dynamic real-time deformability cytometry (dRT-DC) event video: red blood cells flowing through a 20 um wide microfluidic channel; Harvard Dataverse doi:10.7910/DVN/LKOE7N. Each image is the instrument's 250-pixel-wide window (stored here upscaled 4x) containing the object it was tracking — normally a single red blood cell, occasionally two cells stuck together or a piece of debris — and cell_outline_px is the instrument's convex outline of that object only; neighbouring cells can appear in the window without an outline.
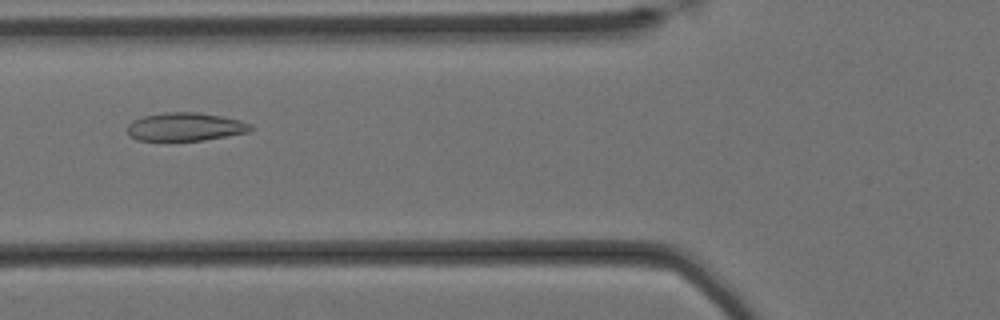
{"species": "Egyptian fruit bat (a non-hibernating species)", "species_latin": "Rousettus aegyptiacus", "temperature_condition": "cold", "stored_images_in_passage": 59, "camera_frame_rate_fps": 3000, "um_per_image_px": 0.085, "animal": {"sex": "female"}, "frame": {"image": 1, "passage_image": 22, "time_ms": 7.0, "image_size_px": [1000, 320], "cell_outline_px": [[252, 128], [248, 132], [204, 140], [136, 140], [128, 136], [128, 124], [132, 120], [144, 116], [168, 112], [196, 112], [220, 116], [240, 120], [252, 124]], "centroid_in_image_um": [15.73, 10.78], "position_along_channel_um": 110.1, "area_um2": 20.17}}
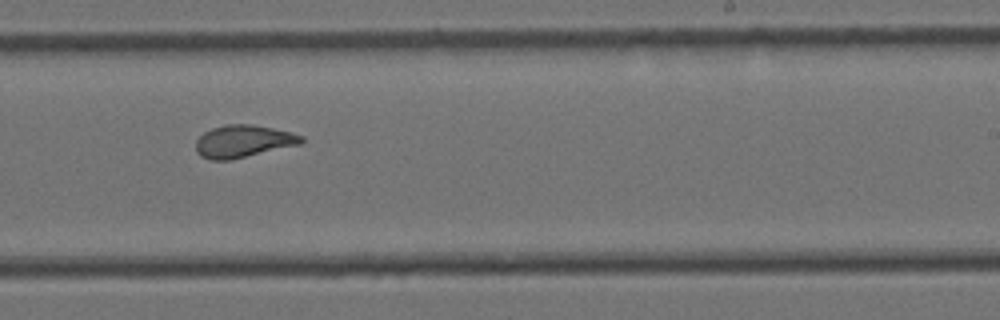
{"frame": {"image": 2, "passage_image": 36, "time_ms": 11.667, "image_size_px": [1000, 320], "cell_outline_px": [[304, 140], [300, 144], [232, 160], [208, 160], [200, 156], [196, 152], [196, 140], [204, 132], [212, 128], [228, 124], [252, 124], [292, 132], [304, 136]], "centroid_in_image_um": [20.67, 12.02], "position_along_channel_um": 268.3, "area_um2": 20.06}}
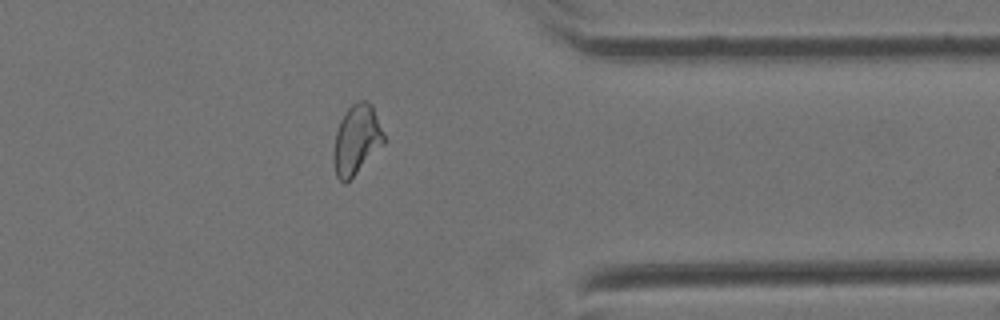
{"frame": {"image": 3, "passage_image": 47, "time_ms": 15.333, "image_size_px": [1000, 320], "cell_outline_px": [[388, 140], [344, 184], [336, 176], [332, 160], [332, 152], [336, 132], [340, 120], [344, 112], [352, 104], [360, 100], [364, 100], [372, 104]], "centroid_in_image_um": [30.31, 11.85], "position_along_channel_um": 381.1, "area_um2": 20.63}, "authors_computed_cell_mechanics": {"area_um2": 20.7502, "velocity_mm_per_s": 3.3997, "shape_relaxation_time_tau1_ms": null, "shape_relaxation_time_tau2_ms": 1.655, "deformation_change_tau1": null, "deformation_change_tau2": 0.0773}}